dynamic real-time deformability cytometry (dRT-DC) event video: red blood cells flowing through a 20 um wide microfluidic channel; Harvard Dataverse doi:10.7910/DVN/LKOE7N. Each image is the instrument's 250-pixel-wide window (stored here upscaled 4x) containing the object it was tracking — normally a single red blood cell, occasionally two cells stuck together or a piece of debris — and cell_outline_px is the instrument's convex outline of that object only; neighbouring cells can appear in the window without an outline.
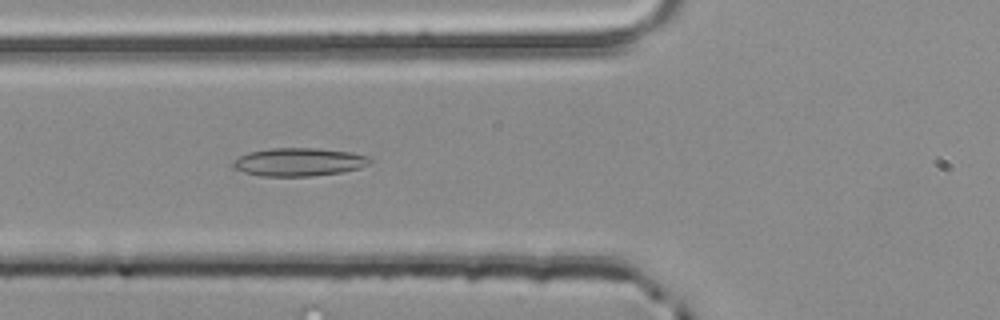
{"species": "common noctule bat (a hibernating species)", "species_latin": "Nyctalus noctula", "temperature_condition": "room temperature", "stored_images_in_passage": 37, "camera_frame_rate_fps": 3000, "um_per_image_px": 0.085, "animal": {"sex": "male", "body_mass_g": 20.4}, "frame": {"image": 1, "passage_image": 4, "time_ms": 1.0, "image_size_px": [1000, 320], "cell_outline_px": [[372, 160], [368, 164], [360, 168], [340, 172], [312, 176], [260, 176], [244, 172], [236, 168], [232, 164], [240, 156], [248, 152], [272, 148], [320, 148], [348, 152], [368, 156]], "centroid_in_image_um": [25.42, 13.77], "position_along_channel_um": 100.4, "area_um2": 22.25}}
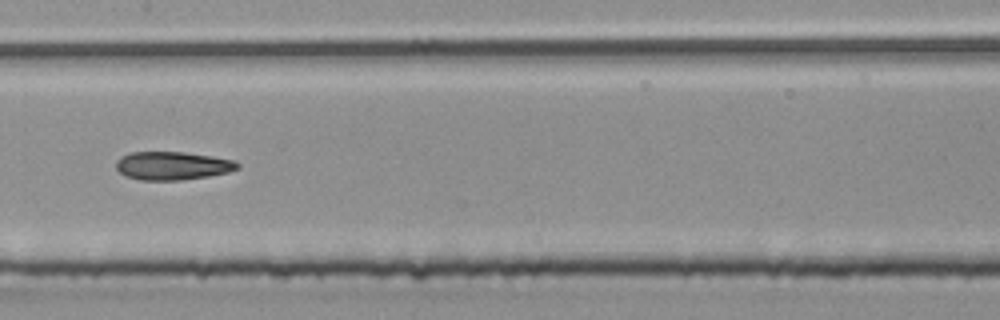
{"frame": {"image": 2, "passage_image": 11, "time_ms": 3.333, "image_size_px": [1000, 320], "cell_outline_px": [[240, 168], [228, 172], [208, 176], [180, 180], [140, 180], [124, 176], [116, 168], [116, 160], [120, 156], [132, 152], [184, 152], [212, 156], [236, 160], [240, 164]], "centroid_in_image_um": [14.66, 14.08], "position_along_channel_um": 192.7, "area_um2": 20.17}}
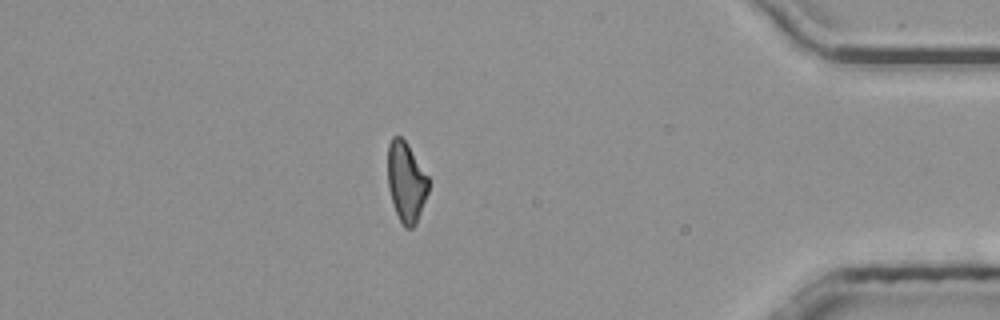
{"frame": {"image": 3, "passage_image": 30, "time_ms": 9.667, "image_size_px": [1000, 320], "cell_outline_px": [[428, 192], [416, 224], [412, 228], [404, 228], [396, 212], [388, 188], [388, 144], [392, 136], [400, 136], [408, 144], [428, 176]], "centroid_in_image_um": [34.52, 15.45], "position_along_channel_um": 400.7, "area_um2": 18.9}, "authors_computed_cell_mechanics": {"area_um2": 19.941, "velocity_mm_per_s": 3.9461, "shape_relaxation_time_tau1_ms": null, "shape_relaxation_time_tau2_ms": 5.0752, "deformation_change_tau1": null, "deformation_change_tau2": 0.1364}}